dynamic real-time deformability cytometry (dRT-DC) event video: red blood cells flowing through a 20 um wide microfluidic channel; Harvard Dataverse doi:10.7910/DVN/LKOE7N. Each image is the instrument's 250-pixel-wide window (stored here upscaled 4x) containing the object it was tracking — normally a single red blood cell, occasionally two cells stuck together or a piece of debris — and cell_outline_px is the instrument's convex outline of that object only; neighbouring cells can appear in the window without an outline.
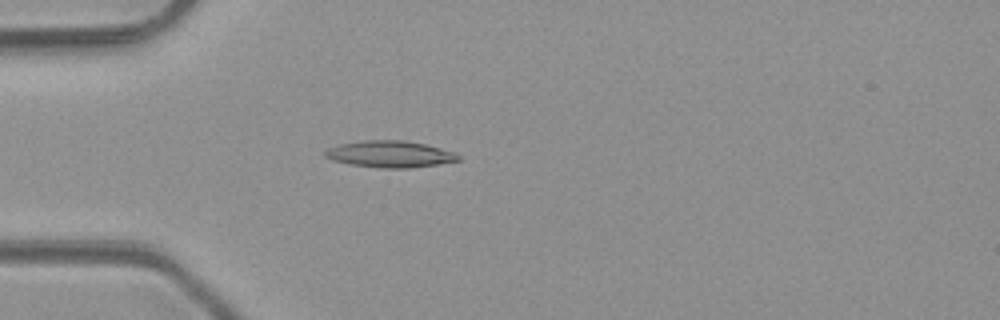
{"species": "common noctule bat (a hibernating species)", "species_latin": "Nyctalus noctula", "temperature_condition": "room temperature", "stored_images_in_passage": 2, "camera_frame_rate_fps": 3000, "um_per_image_px": 0.085, "animal": {"sex": "male", "body_mass_g": 23.1, "forearm_length_mm": 52.7}, "frame": {"image": 1, "passage_image": 2, "time_ms": 1.0, "image_size_px": [1000, 320], "cell_outline_px": [[460, 160], [436, 164], [408, 168], [380, 168], [352, 164], [332, 160], [324, 156], [324, 152], [328, 148], [340, 144], [364, 140], [404, 140], [424, 144], [456, 152], [460, 156]], "centroid_in_image_um": [33.14, 13.09], "position_along_channel_um": 51.9, "area_um2": 20.52}}